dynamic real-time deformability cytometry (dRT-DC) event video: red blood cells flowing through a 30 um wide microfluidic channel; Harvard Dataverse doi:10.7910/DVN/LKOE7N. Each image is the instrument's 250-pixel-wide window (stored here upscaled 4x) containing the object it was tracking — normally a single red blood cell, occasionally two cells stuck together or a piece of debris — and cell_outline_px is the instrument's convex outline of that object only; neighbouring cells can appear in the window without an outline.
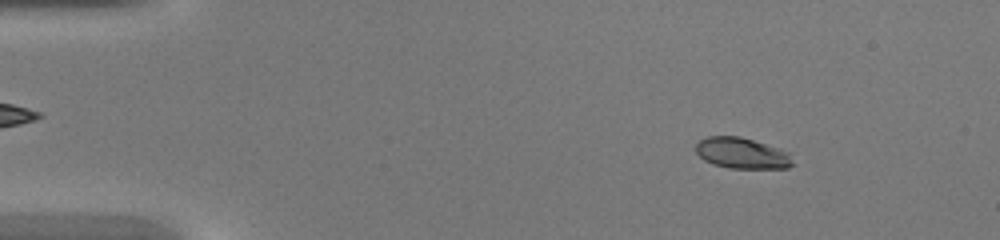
{"species": "common noctule bat (a hibernating species)", "species_latin": "Nyctalus noctula", "temperature_condition": "warm", "stored_images_in_passage": 44, "camera_frame_rate_fps": 3000, "um_per_image_px": 0.085, "animal": {"sex": "female", "body_mass_g": 20.0, "forearm_length_mm": 54.0}, "frame": {"image": 1, "passage_image": 6, "time_ms": 1.667, "image_size_px": [1000, 240], "cell_outline_px": [[796, 164], [788, 168], [728, 168], [712, 164], [704, 160], [696, 152], [696, 144], [700, 140], [708, 136], [740, 136], [780, 148], [788, 152]], "centroid_in_image_um": [63.09, 13.02], "position_along_channel_um": 21.9, "area_um2": 17.63}}
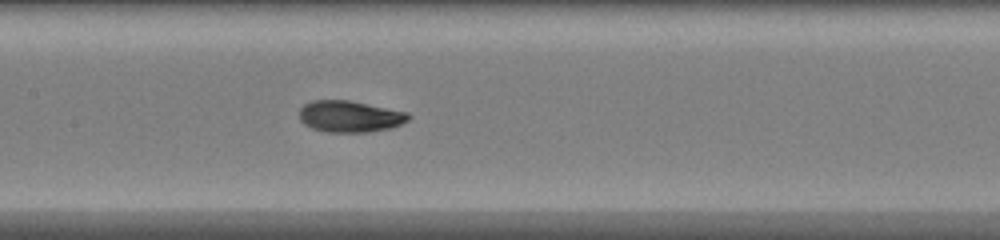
{"frame": {"image": 2, "passage_image": 22, "time_ms": 7.0, "image_size_px": [1000, 240], "cell_outline_px": [[412, 116], [408, 120], [400, 124], [388, 128], [368, 132], [324, 132], [312, 128], [304, 124], [300, 120], [300, 108], [304, 104], [312, 100], [348, 100], [408, 112]], "centroid_in_image_um": [29.72, 9.89], "position_along_channel_um": 177.7, "area_um2": 20.0}}
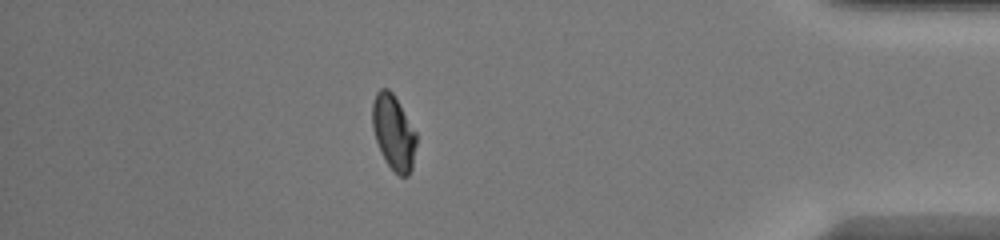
{"frame": {"image": 3, "passage_image": 39, "time_ms": 12.667, "image_size_px": [1000, 240], "cell_outline_px": [[416, 144], [412, 168], [408, 176], [400, 176], [388, 164], [380, 152], [372, 128], [372, 100], [376, 92], [380, 88], [388, 88], [392, 92], [416, 132]], "centroid_in_image_um": [33.43, 11.23], "position_along_channel_um": 401.8, "area_um2": 19.13}}